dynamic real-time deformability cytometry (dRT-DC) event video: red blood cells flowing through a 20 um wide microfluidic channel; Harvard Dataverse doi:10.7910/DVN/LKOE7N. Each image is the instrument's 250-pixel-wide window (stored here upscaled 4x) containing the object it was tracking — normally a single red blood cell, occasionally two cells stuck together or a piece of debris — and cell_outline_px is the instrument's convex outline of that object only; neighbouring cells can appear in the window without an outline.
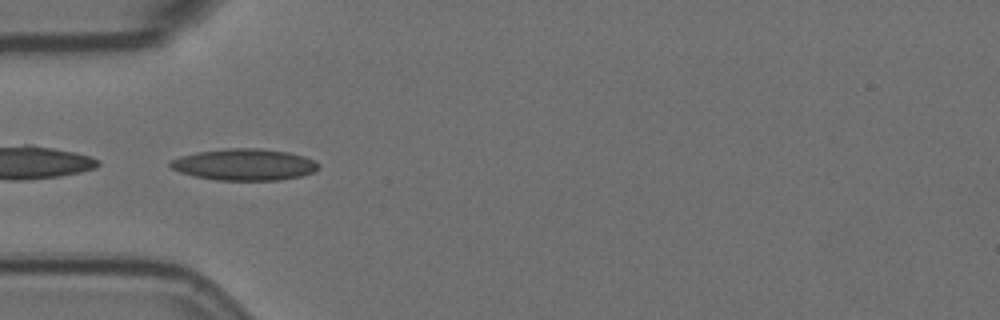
{"species": "Egyptian fruit bat (a non-hibernating species)", "species_latin": "Rousettus aegyptiacus", "temperature_condition": "room temperature", "stored_images_in_passage": 9, "camera_frame_rate_fps": 3000, "um_per_image_px": 0.085, "animal": {"sex": "female"}, "frame": {"image": 1, "passage_image": 4, "time_ms": 1.0, "image_size_px": [1000, 320], "cell_outline_px": [[320, 168], [316, 172], [300, 176], [280, 180], [216, 180], [196, 176], [180, 172], [172, 168], [168, 164], [172, 160], [180, 156], [196, 152], [224, 148], [260, 148], [288, 152], [304, 156], [316, 160], [320, 164]], "centroid_in_image_um": [20.82, 13.98], "position_along_channel_um": 64.2, "area_um2": 27.46}}
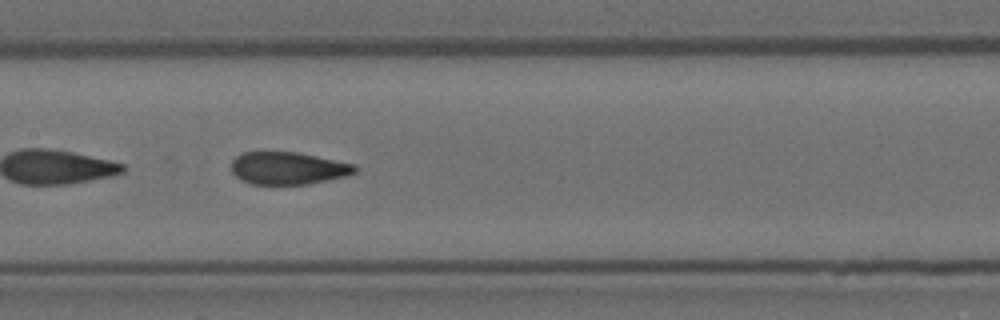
{"frame": {"image": 2, "passage_image": 7, "time_ms": 2.0, "image_size_px": [1000, 320], "cell_outline_px": [[356, 172], [348, 176], [308, 184], [252, 184], [240, 180], [232, 172], [232, 160], [236, 156], [244, 152], [300, 152], [356, 164]], "centroid_in_image_um": [24.51, 14.29], "position_along_channel_um": 182.9, "area_um2": 23.58}}
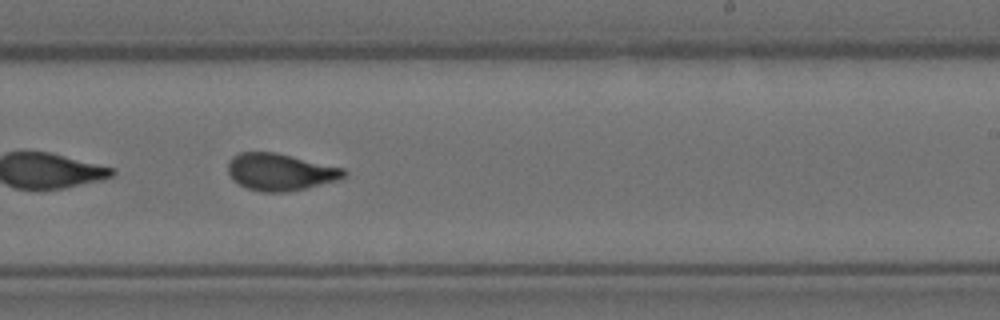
{"frame": {"image": 3, "passage_image": 9, "time_ms": 2.667, "image_size_px": [1000, 320], "cell_outline_px": [[348, 172], [340, 180], [308, 188], [284, 192], [264, 192], [248, 188], [232, 180], [228, 172], [228, 160], [232, 156], [240, 152], [276, 152], [344, 168]], "centroid_in_image_um": [23.83, 14.61], "position_along_channel_um": 265.2, "area_um2": 25.2}}